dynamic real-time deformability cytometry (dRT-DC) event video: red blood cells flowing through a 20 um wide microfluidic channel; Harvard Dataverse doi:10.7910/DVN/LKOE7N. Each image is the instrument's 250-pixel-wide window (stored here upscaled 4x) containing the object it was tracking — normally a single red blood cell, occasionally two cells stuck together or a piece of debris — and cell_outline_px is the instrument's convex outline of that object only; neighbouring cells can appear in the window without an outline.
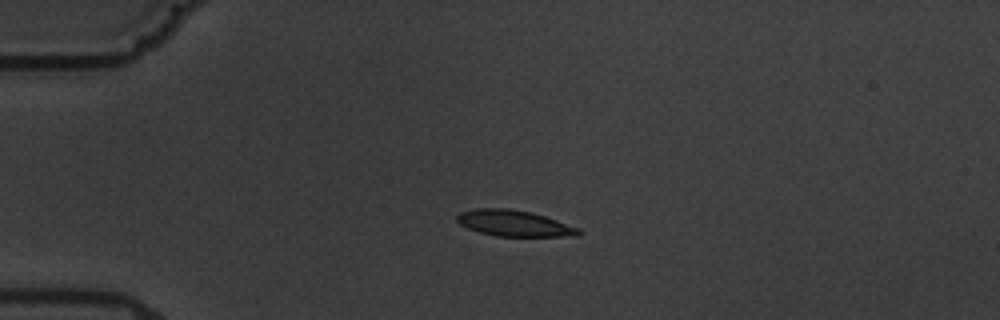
{"species": "common noctule bat (a hibernating species)", "species_latin": "Nyctalus noctula", "temperature_condition": "warm", "stored_images_in_passage": 5, "camera_frame_rate_fps": 3000, "um_per_image_px": 0.085, "animal": {"sex": "male", "body_mass_g": 19.5, "forearm_length_mm": 54.6}, "frame": {"image": 1, "passage_image": 4, "time_ms": 3.333, "image_size_px": [1000, 320], "cell_outline_px": [[580, 236], [496, 236], [480, 232], [468, 228], [460, 224], [456, 220], [456, 216], [460, 212], [476, 208], [508, 208], [532, 212], [580, 228]], "centroid_in_image_um": [43.69, 18.97], "position_along_channel_um": 41.3, "area_um2": 18.44}}